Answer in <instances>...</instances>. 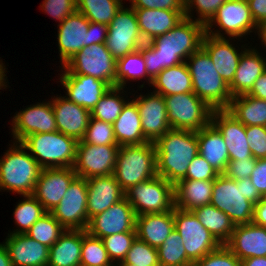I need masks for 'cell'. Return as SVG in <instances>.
I'll return each instance as SVG.
<instances>
[{
  "label": "cell",
  "instance_id": "obj_62",
  "mask_svg": "<svg viewBox=\"0 0 266 266\" xmlns=\"http://www.w3.org/2000/svg\"><path fill=\"white\" fill-rule=\"evenodd\" d=\"M257 34H258L259 39L262 42V45L266 47V21L262 22L258 26Z\"/></svg>",
  "mask_w": 266,
  "mask_h": 266
},
{
  "label": "cell",
  "instance_id": "obj_60",
  "mask_svg": "<svg viewBox=\"0 0 266 266\" xmlns=\"http://www.w3.org/2000/svg\"><path fill=\"white\" fill-rule=\"evenodd\" d=\"M241 266H266V256L246 258L241 260Z\"/></svg>",
  "mask_w": 266,
  "mask_h": 266
},
{
  "label": "cell",
  "instance_id": "obj_6",
  "mask_svg": "<svg viewBox=\"0 0 266 266\" xmlns=\"http://www.w3.org/2000/svg\"><path fill=\"white\" fill-rule=\"evenodd\" d=\"M113 175L124 192L157 176L154 142L120 146Z\"/></svg>",
  "mask_w": 266,
  "mask_h": 266
},
{
  "label": "cell",
  "instance_id": "obj_1",
  "mask_svg": "<svg viewBox=\"0 0 266 266\" xmlns=\"http://www.w3.org/2000/svg\"><path fill=\"white\" fill-rule=\"evenodd\" d=\"M205 25L184 18L173 29L145 42L139 50L144 56L148 76L153 80L164 69L176 66L202 47Z\"/></svg>",
  "mask_w": 266,
  "mask_h": 266
},
{
  "label": "cell",
  "instance_id": "obj_3",
  "mask_svg": "<svg viewBox=\"0 0 266 266\" xmlns=\"http://www.w3.org/2000/svg\"><path fill=\"white\" fill-rule=\"evenodd\" d=\"M261 198L250 177L236 181L219 174L213 183L210 204L228 215L236 226L252 223L254 204Z\"/></svg>",
  "mask_w": 266,
  "mask_h": 266
},
{
  "label": "cell",
  "instance_id": "obj_51",
  "mask_svg": "<svg viewBox=\"0 0 266 266\" xmlns=\"http://www.w3.org/2000/svg\"><path fill=\"white\" fill-rule=\"evenodd\" d=\"M219 173L201 156L197 155L189 164L183 180H215Z\"/></svg>",
  "mask_w": 266,
  "mask_h": 266
},
{
  "label": "cell",
  "instance_id": "obj_53",
  "mask_svg": "<svg viewBox=\"0 0 266 266\" xmlns=\"http://www.w3.org/2000/svg\"><path fill=\"white\" fill-rule=\"evenodd\" d=\"M257 159L254 157L241 160H230L224 174L236 181L250 177L254 170Z\"/></svg>",
  "mask_w": 266,
  "mask_h": 266
},
{
  "label": "cell",
  "instance_id": "obj_65",
  "mask_svg": "<svg viewBox=\"0 0 266 266\" xmlns=\"http://www.w3.org/2000/svg\"><path fill=\"white\" fill-rule=\"evenodd\" d=\"M184 4L188 1V0H181Z\"/></svg>",
  "mask_w": 266,
  "mask_h": 266
},
{
  "label": "cell",
  "instance_id": "obj_4",
  "mask_svg": "<svg viewBox=\"0 0 266 266\" xmlns=\"http://www.w3.org/2000/svg\"><path fill=\"white\" fill-rule=\"evenodd\" d=\"M187 60L185 63L192 78L193 93L213 110L227 109L232 99L229 86L216 71L208 53L201 47Z\"/></svg>",
  "mask_w": 266,
  "mask_h": 266
},
{
  "label": "cell",
  "instance_id": "obj_17",
  "mask_svg": "<svg viewBox=\"0 0 266 266\" xmlns=\"http://www.w3.org/2000/svg\"><path fill=\"white\" fill-rule=\"evenodd\" d=\"M12 119V134L15 142H21L28 135L57 131L51 101L30 105L16 112Z\"/></svg>",
  "mask_w": 266,
  "mask_h": 266
},
{
  "label": "cell",
  "instance_id": "obj_41",
  "mask_svg": "<svg viewBox=\"0 0 266 266\" xmlns=\"http://www.w3.org/2000/svg\"><path fill=\"white\" fill-rule=\"evenodd\" d=\"M23 197L25 199L18 202L13 212L18 229L10 234H26L31 226L47 212L33 195H23Z\"/></svg>",
  "mask_w": 266,
  "mask_h": 266
},
{
  "label": "cell",
  "instance_id": "obj_21",
  "mask_svg": "<svg viewBox=\"0 0 266 266\" xmlns=\"http://www.w3.org/2000/svg\"><path fill=\"white\" fill-rule=\"evenodd\" d=\"M211 123L223 136L224 142L227 145L229 160L253 157L246 137V126L226 109L214 110Z\"/></svg>",
  "mask_w": 266,
  "mask_h": 266
},
{
  "label": "cell",
  "instance_id": "obj_37",
  "mask_svg": "<svg viewBox=\"0 0 266 266\" xmlns=\"http://www.w3.org/2000/svg\"><path fill=\"white\" fill-rule=\"evenodd\" d=\"M199 222L220 243L225 244L235 229V224L221 210L212 204L200 206L193 210Z\"/></svg>",
  "mask_w": 266,
  "mask_h": 266
},
{
  "label": "cell",
  "instance_id": "obj_11",
  "mask_svg": "<svg viewBox=\"0 0 266 266\" xmlns=\"http://www.w3.org/2000/svg\"><path fill=\"white\" fill-rule=\"evenodd\" d=\"M122 6L108 25L106 48L117 60L136 52L145 43L134 9Z\"/></svg>",
  "mask_w": 266,
  "mask_h": 266
},
{
  "label": "cell",
  "instance_id": "obj_40",
  "mask_svg": "<svg viewBox=\"0 0 266 266\" xmlns=\"http://www.w3.org/2000/svg\"><path fill=\"white\" fill-rule=\"evenodd\" d=\"M123 91L124 88L121 87H110L92 109L91 117L113 124L128 102L124 96L120 95L124 93Z\"/></svg>",
  "mask_w": 266,
  "mask_h": 266
},
{
  "label": "cell",
  "instance_id": "obj_36",
  "mask_svg": "<svg viewBox=\"0 0 266 266\" xmlns=\"http://www.w3.org/2000/svg\"><path fill=\"white\" fill-rule=\"evenodd\" d=\"M226 110L245 126L266 127V100L239 95L232 97Z\"/></svg>",
  "mask_w": 266,
  "mask_h": 266
},
{
  "label": "cell",
  "instance_id": "obj_49",
  "mask_svg": "<svg viewBox=\"0 0 266 266\" xmlns=\"http://www.w3.org/2000/svg\"><path fill=\"white\" fill-rule=\"evenodd\" d=\"M193 266H241V260L225 244H221L216 250L195 261Z\"/></svg>",
  "mask_w": 266,
  "mask_h": 266
},
{
  "label": "cell",
  "instance_id": "obj_28",
  "mask_svg": "<svg viewBox=\"0 0 266 266\" xmlns=\"http://www.w3.org/2000/svg\"><path fill=\"white\" fill-rule=\"evenodd\" d=\"M144 42L167 33L185 18V11L134 9Z\"/></svg>",
  "mask_w": 266,
  "mask_h": 266
},
{
  "label": "cell",
  "instance_id": "obj_12",
  "mask_svg": "<svg viewBox=\"0 0 266 266\" xmlns=\"http://www.w3.org/2000/svg\"><path fill=\"white\" fill-rule=\"evenodd\" d=\"M174 228L181 236L187 257L193 263L221 245L203 227L193 211L174 207Z\"/></svg>",
  "mask_w": 266,
  "mask_h": 266
},
{
  "label": "cell",
  "instance_id": "obj_24",
  "mask_svg": "<svg viewBox=\"0 0 266 266\" xmlns=\"http://www.w3.org/2000/svg\"><path fill=\"white\" fill-rule=\"evenodd\" d=\"M229 41L226 37L218 38L206 33L202 40V48L208 53L216 71L228 86L234 79L243 50H246L245 45H242L244 49L239 53Z\"/></svg>",
  "mask_w": 266,
  "mask_h": 266
},
{
  "label": "cell",
  "instance_id": "obj_42",
  "mask_svg": "<svg viewBox=\"0 0 266 266\" xmlns=\"http://www.w3.org/2000/svg\"><path fill=\"white\" fill-rule=\"evenodd\" d=\"M182 243L181 236L174 229L164 243L157 248L160 266H193Z\"/></svg>",
  "mask_w": 266,
  "mask_h": 266
},
{
  "label": "cell",
  "instance_id": "obj_5",
  "mask_svg": "<svg viewBox=\"0 0 266 266\" xmlns=\"http://www.w3.org/2000/svg\"><path fill=\"white\" fill-rule=\"evenodd\" d=\"M42 167L20 142H14L0 159V191L32 195Z\"/></svg>",
  "mask_w": 266,
  "mask_h": 266
},
{
  "label": "cell",
  "instance_id": "obj_38",
  "mask_svg": "<svg viewBox=\"0 0 266 266\" xmlns=\"http://www.w3.org/2000/svg\"><path fill=\"white\" fill-rule=\"evenodd\" d=\"M77 11L90 22L109 25L123 6L122 0H76Z\"/></svg>",
  "mask_w": 266,
  "mask_h": 266
},
{
  "label": "cell",
  "instance_id": "obj_13",
  "mask_svg": "<svg viewBox=\"0 0 266 266\" xmlns=\"http://www.w3.org/2000/svg\"><path fill=\"white\" fill-rule=\"evenodd\" d=\"M215 23V24H214ZM218 25L220 31H213V25ZM253 29L258 30V26L254 22L247 0H227L216 11L212 19L205 25L206 34L218 38H225L224 31L227 36L232 39L249 35ZM218 30V31H217Z\"/></svg>",
  "mask_w": 266,
  "mask_h": 266
},
{
  "label": "cell",
  "instance_id": "obj_8",
  "mask_svg": "<svg viewBox=\"0 0 266 266\" xmlns=\"http://www.w3.org/2000/svg\"><path fill=\"white\" fill-rule=\"evenodd\" d=\"M163 97L171 129L198 132L211 123L214 110L193 92Z\"/></svg>",
  "mask_w": 266,
  "mask_h": 266
},
{
  "label": "cell",
  "instance_id": "obj_58",
  "mask_svg": "<svg viewBox=\"0 0 266 266\" xmlns=\"http://www.w3.org/2000/svg\"><path fill=\"white\" fill-rule=\"evenodd\" d=\"M252 223L266 228V200L263 197L257 204H254Z\"/></svg>",
  "mask_w": 266,
  "mask_h": 266
},
{
  "label": "cell",
  "instance_id": "obj_2",
  "mask_svg": "<svg viewBox=\"0 0 266 266\" xmlns=\"http://www.w3.org/2000/svg\"><path fill=\"white\" fill-rule=\"evenodd\" d=\"M154 145L157 175L173 185L185 179L190 162L199 154L197 132L170 129Z\"/></svg>",
  "mask_w": 266,
  "mask_h": 266
},
{
  "label": "cell",
  "instance_id": "obj_31",
  "mask_svg": "<svg viewBox=\"0 0 266 266\" xmlns=\"http://www.w3.org/2000/svg\"><path fill=\"white\" fill-rule=\"evenodd\" d=\"M199 155H201L219 174L227 169L229 153L223 136L210 123L197 132Z\"/></svg>",
  "mask_w": 266,
  "mask_h": 266
},
{
  "label": "cell",
  "instance_id": "obj_39",
  "mask_svg": "<svg viewBox=\"0 0 266 266\" xmlns=\"http://www.w3.org/2000/svg\"><path fill=\"white\" fill-rule=\"evenodd\" d=\"M152 83V79L147 74L144 56L140 50L124 56L117 60L116 66V86L125 88L128 80L143 79Z\"/></svg>",
  "mask_w": 266,
  "mask_h": 266
},
{
  "label": "cell",
  "instance_id": "obj_61",
  "mask_svg": "<svg viewBox=\"0 0 266 266\" xmlns=\"http://www.w3.org/2000/svg\"><path fill=\"white\" fill-rule=\"evenodd\" d=\"M0 266H12L9 253L4 244H0Z\"/></svg>",
  "mask_w": 266,
  "mask_h": 266
},
{
  "label": "cell",
  "instance_id": "obj_26",
  "mask_svg": "<svg viewBox=\"0 0 266 266\" xmlns=\"http://www.w3.org/2000/svg\"><path fill=\"white\" fill-rule=\"evenodd\" d=\"M12 266H47L49 247L26 234H9L5 239Z\"/></svg>",
  "mask_w": 266,
  "mask_h": 266
},
{
  "label": "cell",
  "instance_id": "obj_47",
  "mask_svg": "<svg viewBox=\"0 0 266 266\" xmlns=\"http://www.w3.org/2000/svg\"><path fill=\"white\" fill-rule=\"evenodd\" d=\"M81 141L92 145H118L113 125L92 117Z\"/></svg>",
  "mask_w": 266,
  "mask_h": 266
},
{
  "label": "cell",
  "instance_id": "obj_30",
  "mask_svg": "<svg viewBox=\"0 0 266 266\" xmlns=\"http://www.w3.org/2000/svg\"><path fill=\"white\" fill-rule=\"evenodd\" d=\"M174 229V209L136 216L137 238L152 247L161 246Z\"/></svg>",
  "mask_w": 266,
  "mask_h": 266
},
{
  "label": "cell",
  "instance_id": "obj_52",
  "mask_svg": "<svg viewBox=\"0 0 266 266\" xmlns=\"http://www.w3.org/2000/svg\"><path fill=\"white\" fill-rule=\"evenodd\" d=\"M246 137L254 158H266V127L246 126Z\"/></svg>",
  "mask_w": 266,
  "mask_h": 266
},
{
  "label": "cell",
  "instance_id": "obj_16",
  "mask_svg": "<svg viewBox=\"0 0 266 266\" xmlns=\"http://www.w3.org/2000/svg\"><path fill=\"white\" fill-rule=\"evenodd\" d=\"M136 213L124 197L89 220L86 231L97 238L122 232L136 231Z\"/></svg>",
  "mask_w": 266,
  "mask_h": 266
},
{
  "label": "cell",
  "instance_id": "obj_54",
  "mask_svg": "<svg viewBox=\"0 0 266 266\" xmlns=\"http://www.w3.org/2000/svg\"><path fill=\"white\" fill-rule=\"evenodd\" d=\"M133 9H167L185 11V4L181 0H129Z\"/></svg>",
  "mask_w": 266,
  "mask_h": 266
},
{
  "label": "cell",
  "instance_id": "obj_56",
  "mask_svg": "<svg viewBox=\"0 0 266 266\" xmlns=\"http://www.w3.org/2000/svg\"><path fill=\"white\" fill-rule=\"evenodd\" d=\"M88 32H90V46L92 44L105 43L108 33V26L101 23L90 22Z\"/></svg>",
  "mask_w": 266,
  "mask_h": 266
},
{
  "label": "cell",
  "instance_id": "obj_33",
  "mask_svg": "<svg viewBox=\"0 0 266 266\" xmlns=\"http://www.w3.org/2000/svg\"><path fill=\"white\" fill-rule=\"evenodd\" d=\"M112 125L119 146L149 142L144 137L139 110L133 100L124 105L122 112Z\"/></svg>",
  "mask_w": 266,
  "mask_h": 266
},
{
  "label": "cell",
  "instance_id": "obj_48",
  "mask_svg": "<svg viewBox=\"0 0 266 266\" xmlns=\"http://www.w3.org/2000/svg\"><path fill=\"white\" fill-rule=\"evenodd\" d=\"M225 1L227 0H188L185 3V18L193 20L191 11L196 9L198 18L195 21L206 25Z\"/></svg>",
  "mask_w": 266,
  "mask_h": 266
},
{
  "label": "cell",
  "instance_id": "obj_59",
  "mask_svg": "<svg viewBox=\"0 0 266 266\" xmlns=\"http://www.w3.org/2000/svg\"><path fill=\"white\" fill-rule=\"evenodd\" d=\"M247 95L266 100V71L255 81Z\"/></svg>",
  "mask_w": 266,
  "mask_h": 266
},
{
  "label": "cell",
  "instance_id": "obj_25",
  "mask_svg": "<svg viewBox=\"0 0 266 266\" xmlns=\"http://www.w3.org/2000/svg\"><path fill=\"white\" fill-rule=\"evenodd\" d=\"M87 187L88 220L125 197V192L113 174L89 178Z\"/></svg>",
  "mask_w": 266,
  "mask_h": 266
},
{
  "label": "cell",
  "instance_id": "obj_14",
  "mask_svg": "<svg viewBox=\"0 0 266 266\" xmlns=\"http://www.w3.org/2000/svg\"><path fill=\"white\" fill-rule=\"evenodd\" d=\"M87 196V179L76 176L50 213L66 230H86L89 224Z\"/></svg>",
  "mask_w": 266,
  "mask_h": 266
},
{
  "label": "cell",
  "instance_id": "obj_43",
  "mask_svg": "<svg viewBox=\"0 0 266 266\" xmlns=\"http://www.w3.org/2000/svg\"><path fill=\"white\" fill-rule=\"evenodd\" d=\"M66 229L51 215L46 212L37 222L31 226L26 235L46 245L53 246Z\"/></svg>",
  "mask_w": 266,
  "mask_h": 266
},
{
  "label": "cell",
  "instance_id": "obj_63",
  "mask_svg": "<svg viewBox=\"0 0 266 266\" xmlns=\"http://www.w3.org/2000/svg\"><path fill=\"white\" fill-rule=\"evenodd\" d=\"M5 65L3 64L2 60L0 61V90H2V88H6L7 85H6V79H5V76H6V70H5Z\"/></svg>",
  "mask_w": 266,
  "mask_h": 266
},
{
  "label": "cell",
  "instance_id": "obj_45",
  "mask_svg": "<svg viewBox=\"0 0 266 266\" xmlns=\"http://www.w3.org/2000/svg\"><path fill=\"white\" fill-rule=\"evenodd\" d=\"M137 238L136 231L122 232L102 238L105 249L112 263L123 262L132 243Z\"/></svg>",
  "mask_w": 266,
  "mask_h": 266
},
{
  "label": "cell",
  "instance_id": "obj_19",
  "mask_svg": "<svg viewBox=\"0 0 266 266\" xmlns=\"http://www.w3.org/2000/svg\"><path fill=\"white\" fill-rule=\"evenodd\" d=\"M132 99L139 110L144 137L155 142L171 129L164 97L156 92Z\"/></svg>",
  "mask_w": 266,
  "mask_h": 266
},
{
  "label": "cell",
  "instance_id": "obj_55",
  "mask_svg": "<svg viewBox=\"0 0 266 266\" xmlns=\"http://www.w3.org/2000/svg\"><path fill=\"white\" fill-rule=\"evenodd\" d=\"M250 179L259 194L263 197L266 194V158L257 159Z\"/></svg>",
  "mask_w": 266,
  "mask_h": 266
},
{
  "label": "cell",
  "instance_id": "obj_27",
  "mask_svg": "<svg viewBox=\"0 0 266 266\" xmlns=\"http://www.w3.org/2000/svg\"><path fill=\"white\" fill-rule=\"evenodd\" d=\"M225 245L240 260L266 256V228L253 223L236 225Z\"/></svg>",
  "mask_w": 266,
  "mask_h": 266
},
{
  "label": "cell",
  "instance_id": "obj_64",
  "mask_svg": "<svg viewBox=\"0 0 266 266\" xmlns=\"http://www.w3.org/2000/svg\"><path fill=\"white\" fill-rule=\"evenodd\" d=\"M117 266H139V265H133V264H117Z\"/></svg>",
  "mask_w": 266,
  "mask_h": 266
},
{
  "label": "cell",
  "instance_id": "obj_34",
  "mask_svg": "<svg viewBox=\"0 0 266 266\" xmlns=\"http://www.w3.org/2000/svg\"><path fill=\"white\" fill-rule=\"evenodd\" d=\"M82 230H66L49 248L47 266H80Z\"/></svg>",
  "mask_w": 266,
  "mask_h": 266
},
{
  "label": "cell",
  "instance_id": "obj_46",
  "mask_svg": "<svg viewBox=\"0 0 266 266\" xmlns=\"http://www.w3.org/2000/svg\"><path fill=\"white\" fill-rule=\"evenodd\" d=\"M119 264L160 266L157 248L136 238L132 243L131 248L128 250L125 259Z\"/></svg>",
  "mask_w": 266,
  "mask_h": 266
},
{
  "label": "cell",
  "instance_id": "obj_29",
  "mask_svg": "<svg viewBox=\"0 0 266 266\" xmlns=\"http://www.w3.org/2000/svg\"><path fill=\"white\" fill-rule=\"evenodd\" d=\"M266 71V58L255 48L242 53L234 79L229 85L232 97L247 94L255 81Z\"/></svg>",
  "mask_w": 266,
  "mask_h": 266
},
{
  "label": "cell",
  "instance_id": "obj_50",
  "mask_svg": "<svg viewBox=\"0 0 266 266\" xmlns=\"http://www.w3.org/2000/svg\"><path fill=\"white\" fill-rule=\"evenodd\" d=\"M42 11L59 21L60 24L77 10L76 0H44L40 5Z\"/></svg>",
  "mask_w": 266,
  "mask_h": 266
},
{
  "label": "cell",
  "instance_id": "obj_23",
  "mask_svg": "<svg viewBox=\"0 0 266 266\" xmlns=\"http://www.w3.org/2000/svg\"><path fill=\"white\" fill-rule=\"evenodd\" d=\"M51 101L54 110L57 131L81 141L91 117V111L70 101L65 96L53 97Z\"/></svg>",
  "mask_w": 266,
  "mask_h": 266
},
{
  "label": "cell",
  "instance_id": "obj_9",
  "mask_svg": "<svg viewBox=\"0 0 266 266\" xmlns=\"http://www.w3.org/2000/svg\"><path fill=\"white\" fill-rule=\"evenodd\" d=\"M137 216L174 209V185L161 176L138 183L125 192Z\"/></svg>",
  "mask_w": 266,
  "mask_h": 266
},
{
  "label": "cell",
  "instance_id": "obj_22",
  "mask_svg": "<svg viewBox=\"0 0 266 266\" xmlns=\"http://www.w3.org/2000/svg\"><path fill=\"white\" fill-rule=\"evenodd\" d=\"M59 79L67 91L65 97L90 111L111 87L90 75L62 73Z\"/></svg>",
  "mask_w": 266,
  "mask_h": 266
},
{
  "label": "cell",
  "instance_id": "obj_32",
  "mask_svg": "<svg viewBox=\"0 0 266 266\" xmlns=\"http://www.w3.org/2000/svg\"><path fill=\"white\" fill-rule=\"evenodd\" d=\"M214 180H181L174 185V207L193 211L209 205Z\"/></svg>",
  "mask_w": 266,
  "mask_h": 266
},
{
  "label": "cell",
  "instance_id": "obj_20",
  "mask_svg": "<svg viewBox=\"0 0 266 266\" xmlns=\"http://www.w3.org/2000/svg\"><path fill=\"white\" fill-rule=\"evenodd\" d=\"M90 21L79 11L73 12L58 26V49L62 66L83 47L90 46Z\"/></svg>",
  "mask_w": 266,
  "mask_h": 266
},
{
  "label": "cell",
  "instance_id": "obj_18",
  "mask_svg": "<svg viewBox=\"0 0 266 266\" xmlns=\"http://www.w3.org/2000/svg\"><path fill=\"white\" fill-rule=\"evenodd\" d=\"M76 176L73 167L43 168L32 195L47 212H50L60 203Z\"/></svg>",
  "mask_w": 266,
  "mask_h": 266
},
{
  "label": "cell",
  "instance_id": "obj_10",
  "mask_svg": "<svg viewBox=\"0 0 266 266\" xmlns=\"http://www.w3.org/2000/svg\"><path fill=\"white\" fill-rule=\"evenodd\" d=\"M117 61L106 48L105 43L83 47L62 67L64 73L90 75L116 86Z\"/></svg>",
  "mask_w": 266,
  "mask_h": 266
},
{
  "label": "cell",
  "instance_id": "obj_57",
  "mask_svg": "<svg viewBox=\"0 0 266 266\" xmlns=\"http://www.w3.org/2000/svg\"><path fill=\"white\" fill-rule=\"evenodd\" d=\"M247 3L257 26L266 21V0H247Z\"/></svg>",
  "mask_w": 266,
  "mask_h": 266
},
{
  "label": "cell",
  "instance_id": "obj_15",
  "mask_svg": "<svg viewBox=\"0 0 266 266\" xmlns=\"http://www.w3.org/2000/svg\"><path fill=\"white\" fill-rule=\"evenodd\" d=\"M119 145H92L78 141L73 166L77 176L89 179L114 173Z\"/></svg>",
  "mask_w": 266,
  "mask_h": 266
},
{
  "label": "cell",
  "instance_id": "obj_44",
  "mask_svg": "<svg viewBox=\"0 0 266 266\" xmlns=\"http://www.w3.org/2000/svg\"><path fill=\"white\" fill-rule=\"evenodd\" d=\"M114 265L108 256L101 238L90 235L82 230V250L80 266H111Z\"/></svg>",
  "mask_w": 266,
  "mask_h": 266
},
{
  "label": "cell",
  "instance_id": "obj_35",
  "mask_svg": "<svg viewBox=\"0 0 266 266\" xmlns=\"http://www.w3.org/2000/svg\"><path fill=\"white\" fill-rule=\"evenodd\" d=\"M153 90L162 96L193 92L192 78L185 62L164 69L153 80Z\"/></svg>",
  "mask_w": 266,
  "mask_h": 266
},
{
  "label": "cell",
  "instance_id": "obj_7",
  "mask_svg": "<svg viewBox=\"0 0 266 266\" xmlns=\"http://www.w3.org/2000/svg\"><path fill=\"white\" fill-rule=\"evenodd\" d=\"M42 168L73 167L78 141L61 132L28 135L20 142Z\"/></svg>",
  "mask_w": 266,
  "mask_h": 266
}]
</instances>
